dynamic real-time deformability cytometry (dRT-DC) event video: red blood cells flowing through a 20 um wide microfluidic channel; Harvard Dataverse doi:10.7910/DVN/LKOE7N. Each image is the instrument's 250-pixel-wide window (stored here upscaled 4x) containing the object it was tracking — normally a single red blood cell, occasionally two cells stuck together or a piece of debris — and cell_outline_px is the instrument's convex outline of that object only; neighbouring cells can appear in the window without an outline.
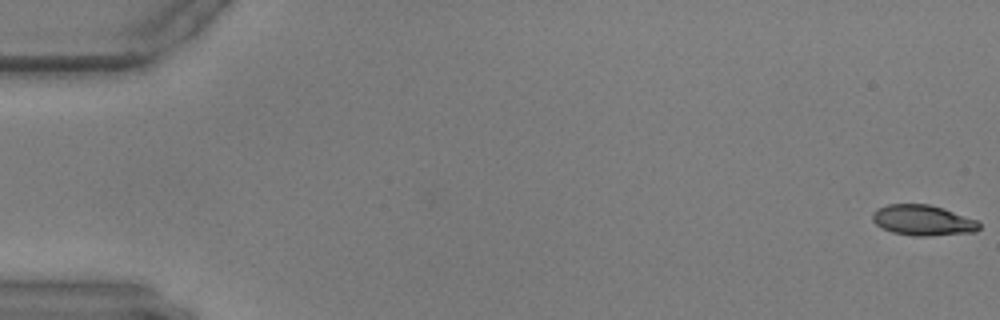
{"species": "common noctule bat (a hibernating species)", "species_latin": "Nyctalus noctula", "temperature_condition": "warm", "stored_images_in_passage": 12, "camera_frame_rate_fps": 3000, "um_per_image_px": 0.085, "animal": {"sex": "male", "body_mass_g": 17.9, "forearm_length_mm": 54.2}, "frame": {"image": 1, "passage_image": 1, "time_ms": 0.0, "image_size_px": [1000, 320], "cell_outline_px": [[980, 228], [976, 232], [928, 236], [912, 236], [892, 232], [876, 224], [872, 220], [872, 212], [876, 208], [888, 204], [928, 204], [944, 208], [976, 220], [980, 224]], "centroid_in_image_um": [78.43, 18.72], "position_along_channel_um": 6.6, "area_um2": 19.07}}